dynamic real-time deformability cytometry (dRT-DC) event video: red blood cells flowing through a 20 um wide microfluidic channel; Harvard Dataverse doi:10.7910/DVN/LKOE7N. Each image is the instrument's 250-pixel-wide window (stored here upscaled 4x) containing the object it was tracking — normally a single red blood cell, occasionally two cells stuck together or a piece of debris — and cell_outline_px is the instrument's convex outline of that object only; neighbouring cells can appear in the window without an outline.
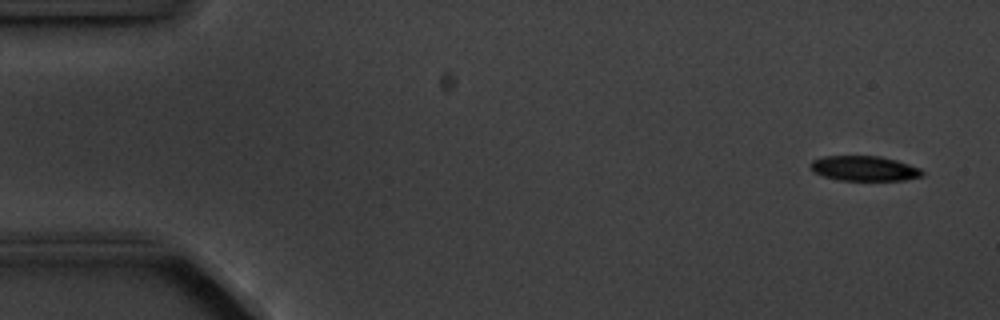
{"species": "common noctule bat (a hibernating species)", "species_latin": "Nyctalus noctula", "temperature_condition": "cold", "stored_images_in_passage": 4, "camera_frame_rate_fps": 3000, "um_per_image_px": 0.085, "animal": {"sex": "male", "body_mass_g": 20.1, "forearm_length_mm": 53.5}, "frame": {"image": 1, "passage_image": 1, "time_ms": 0.0, "image_size_px": [1000, 320], "cell_outline_px": [[924, 176], [904, 180], [840, 180], [824, 176], [812, 172], [808, 164], [812, 160], [824, 156], [880, 156], [896, 160], [920, 168], [924, 172]], "centroid_in_image_um": [73.44, 14.31], "position_along_channel_um": 11.6, "area_um2": 16.36}}